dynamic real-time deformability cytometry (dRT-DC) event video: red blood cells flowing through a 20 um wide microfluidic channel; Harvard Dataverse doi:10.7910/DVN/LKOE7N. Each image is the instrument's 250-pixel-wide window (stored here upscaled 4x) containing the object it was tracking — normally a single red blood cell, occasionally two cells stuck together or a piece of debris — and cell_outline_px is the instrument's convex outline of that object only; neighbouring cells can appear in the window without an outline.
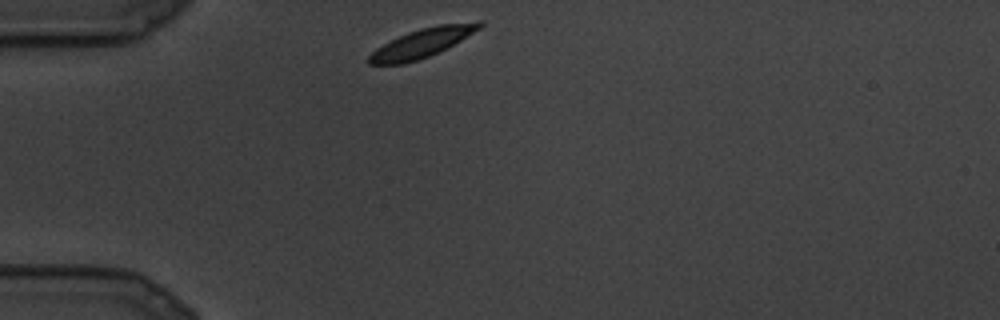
{"species": "common noctule bat (a hibernating species)", "species_latin": "Nyctalus noctula", "temperature_condition": "cold", "stored_images_in_passage": 9, "camera_frame_rate_fps": 3000, "um_per_image_px": 0.085, "animal": {"sex": "male", "body_mass_g": 19.5, "forearm_length_mm": 54.6}, "frame": {"image": 1, "passage_image": 1, "time_ms": 0.0, "image_size_px": [1000, 320], "cell_outline_px": [[484, 24], [480, 28], [460, 40], [428, 56], [404, 64], [368, 64], [368, 56], [376, 48], [408, 32], [420, 28], [440, 24], [480, 20], [484, 20]], "centroid_in_image_um": [35.89, 3.62], "position_along_channel_um": 49.1, "area_um2": 18.26}}
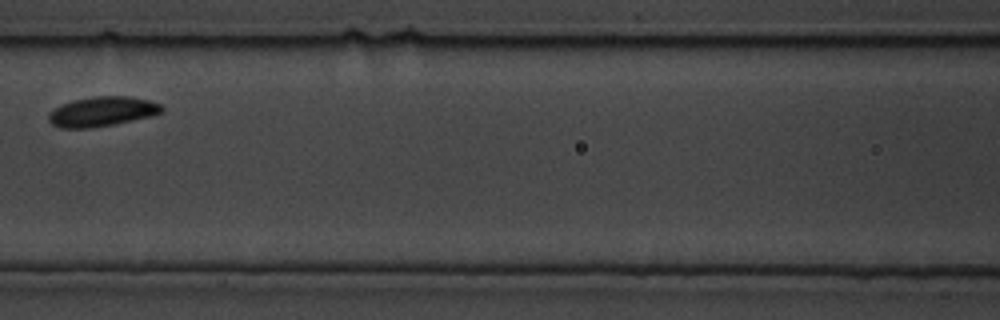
{"frame": {"image": 2, "passage_image": 6, "time_ms": 1.667, "image_size_px": [1000, 320], "cell_outline_px": [[164, 112], [152, 116], [92, 128], [60, 128], [52, 124], [48, 120], [48, 116], [56, 108], [64, 104], [76, 100], [96, 96], [128, 96], [148, 100], [160, 104], [164, 108]], "centroid_in_image_um": [8.73, 9.49], "position_along_channel_um": 157.9, "area_um2": 19.31}}
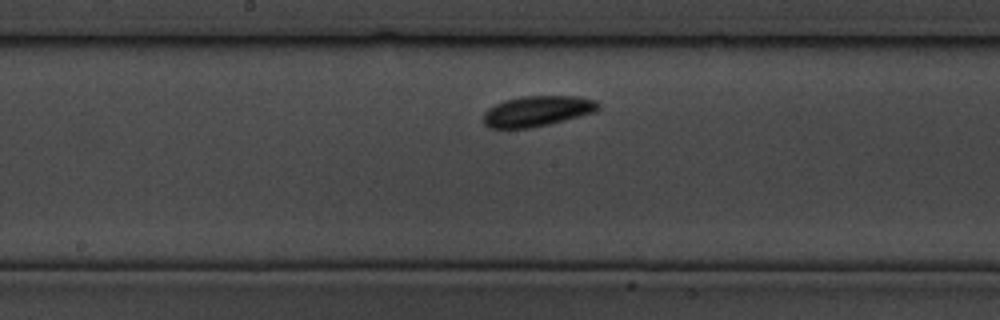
{"frame": {"image": 3, "passage_image": 8, "time_ms": 2.333, "image_size_px": [1000, 320], "cell_outline_px": [[600, 108], [596, 112], [548, 124], [528, 128], [488, 128], [484, 124], [484, 112], [488, 108], [504, 100], [520, 96], [580, 96], [596, 100], [600, 104]], "centroid_in_image_um": [45.68, 9.43], "position_along_channel_um": 202.5, "area_um2": 20.52}}